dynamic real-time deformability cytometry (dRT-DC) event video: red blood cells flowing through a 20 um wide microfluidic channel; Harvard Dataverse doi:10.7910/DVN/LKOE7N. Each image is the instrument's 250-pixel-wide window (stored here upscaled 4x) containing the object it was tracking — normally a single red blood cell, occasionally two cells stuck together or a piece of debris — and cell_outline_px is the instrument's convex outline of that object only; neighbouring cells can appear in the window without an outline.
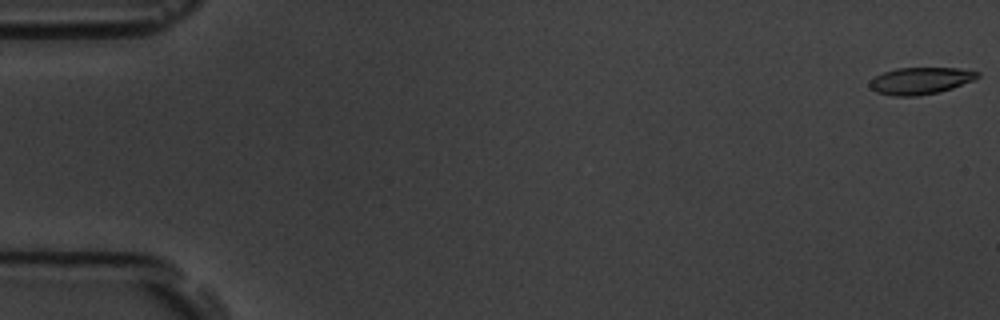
{"species": "common noctule bat (a hibernating species)", "species_latin": "Nyctalus noctula", "temperature_condition": "room temperature", "stored_images_in_passage": 5, "camera_frame_rate_fps": 3000, "um_per_image_px": 0.085, "animal": {"sex": "male", "body_mass_g": 19.5, "forearm_length_mm": 54.6}, "frame": {"image": 1, "passage_image": 1, "time_ms": 0.0, "image_size_px": [1000, 320], "cell_outline_px": [[980, 76], [976, 80], [940, 92], [916, 96], [892, 96], [876, 92], [868, 84], [876, 76], [884, 72], [896, 68], [960, 68], [980, 72]], "centroid_in_image_um": [78.29, 6.86], "position_along_channel_um": 6.7, "area_um2": 16.99}}
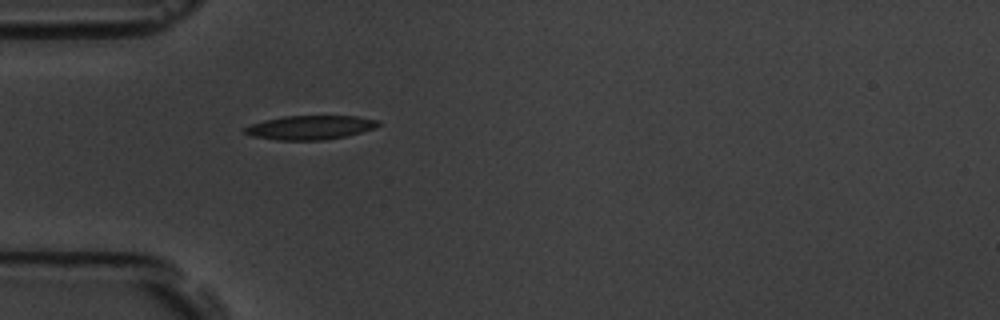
{"frame": {"image": 2, "passage_image": 5, "time_ms": 5.667, "image_size_px": [1000, 320], "cell_outline_px": [[380, 124], [376, 128], [344, 136], [324, 140], [276, 140], [252, 136], [244, 132], [244, 128], [252, 124], [264, 120], [284, 116], [356, 116], [380, 120]], "centroid_in_image_um": [26.38, 10.83], "position_along_channel_um": 58.6, "area_um2": 18.61}}